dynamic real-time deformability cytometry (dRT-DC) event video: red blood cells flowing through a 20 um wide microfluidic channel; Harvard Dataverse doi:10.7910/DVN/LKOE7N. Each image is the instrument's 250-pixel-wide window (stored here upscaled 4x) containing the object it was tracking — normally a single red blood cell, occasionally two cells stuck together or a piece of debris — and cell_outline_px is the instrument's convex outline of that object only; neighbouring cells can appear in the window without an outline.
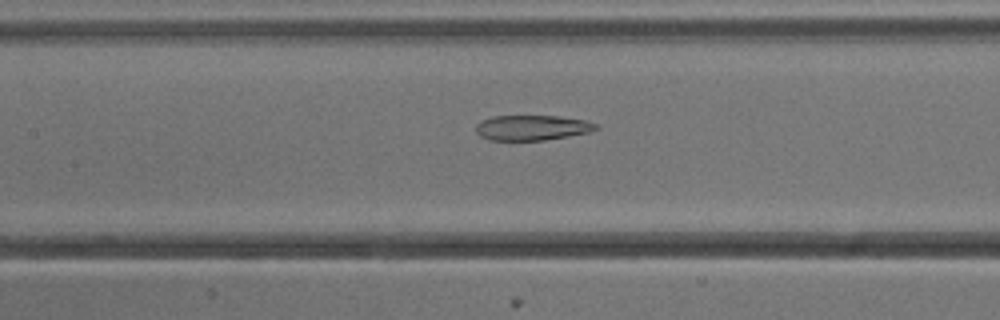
{"species": "common noctule bat (a hibernating species)", "species_latin": "Nyctalus noctula", "temperature_condition": "cold", "stored_images_in_passage": 41, "camera_frame_rate_fps": 3000, "um_per_image_px": 0.085, "animal": {"sex": "male", "body_mass_g": 13.3}, "frame": {"image": 1, "passage_image": 12, "time_ms": 3.667, "image_size_px": [1000, 320], "cell_outline_px": [[600, 128], [592, 132], [544, 140], [488, 140], [480, 136], [476, 132], [476, 124], [480, 120], [492, 116], [556, 116], [584, 120], [596, 124]], "centroid_in_image_um": [45.2, 10.85], "position_along_channel_um": 162.2, "area_um2": 17.69}}
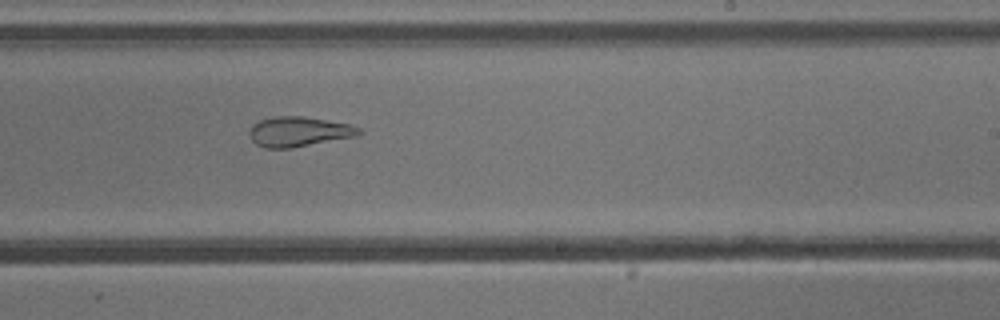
{"frame": {"image": 2, "passage_image": 20, "time_ms": 6.333, "image_size_px": [1000, 320], "cell_outline_px": [[364, 132], [356, 136], [292, 148], [264, 148], [256, 144], [248, 136], [248, 132], [252, 124], [260, 120], [276, 116], [304, 116], [352, 124], [360, 128]], "centroid_in_image_um": [25.4, 11.19], "position_along_channel_um": 263.6, "area_um2": 19.36}}
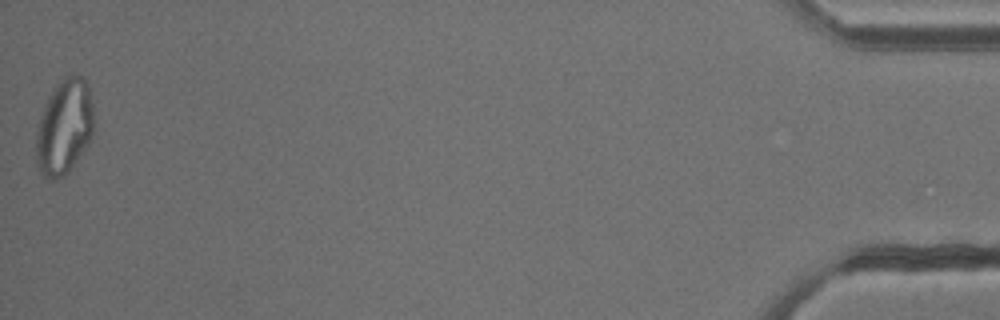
{"frame": {"image": 3, "passage_image": 41, "time_ms": 13.333, "image_size_px": [1000, 320], "cell_outline_px": [[92, 136], [88, 144], [68, 172], [64, 176], [52, 180], [48, 180], [40, 172], [36, 164], [36, 132], [48, 96], [56, 84], [60, 80], [68, 76], [84, 76], [88, 84], [92, 104]], "centroid_in_image_um": [5.45, 10.81], "position_along_channel_um": 429.8, "area_um2": 31.79}, "authors_computed_cell_mechanics": {"area_um2": 21.2704, "velocity_mm_per_s": 3.8269, "shape_relaxation_time_tau1_ms": null, "shape_relaxation_time_tau2_ms": 3.2127, "deformation_change_tau1": null, "deformation_change_tau2": 0.1171}}